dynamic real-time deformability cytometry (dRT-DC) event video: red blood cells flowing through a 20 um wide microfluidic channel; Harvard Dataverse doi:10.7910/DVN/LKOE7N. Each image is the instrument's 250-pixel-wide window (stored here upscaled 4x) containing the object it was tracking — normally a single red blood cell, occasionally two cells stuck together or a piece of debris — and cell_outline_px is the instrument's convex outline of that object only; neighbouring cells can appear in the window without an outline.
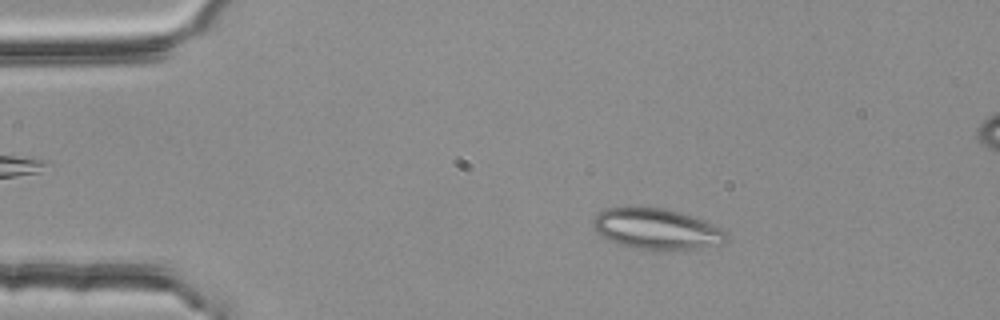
{"species": "common noctule bat (a hibernating species)", "species_latin": "Nyctalus noctula", "temperature_condition": "room temperature", "stored_images_in_passage": 52, "camera_frame_rate_fps": 3000, "um_per_image_px": 0.085, "animal": {"sex": "female", "body_mass_g": 25.1}, "frame": {"image": 1, "passage_image": 9, "time_ms": 2.667, "image_size_px": [1000, 320], "cell_outline_px": [[724, 240], [720, 244], [700, 248], [632, 248], [608, 240], [592, 224], [596, 216], [600, 212], [608, 208], [668, 208], [704, 220], [720, 228], [724, 232]], "centroid_in_image_um": [55.81, 19.44], "position_along_channel_um": 29.2, "area_um2": 30.46}}
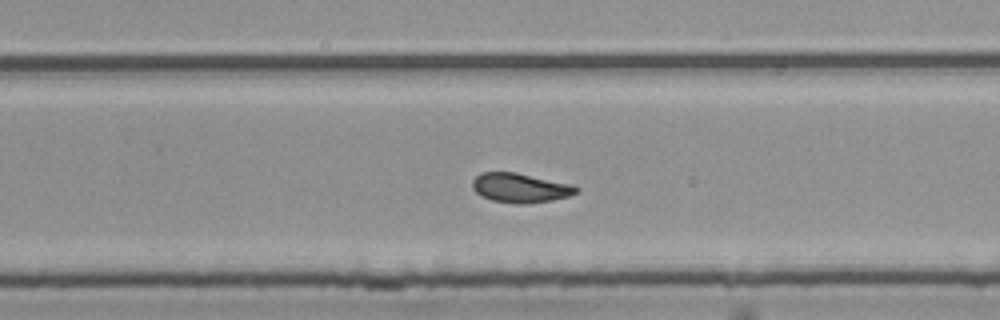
{"frame": {"image": 2, "passage_image": 34, "time_ms": 11.0, "image_size_px": [1000, 320], "cell_outline_px": [[580, 192], [568, 196], [552, 200], [528, 204], [516, 204], [492, 200], [480, 196], [472, 188], [472, 180], [480, 172], [516, 172], [572, 184], [580, 188]], "centroid_in_image_um": [44.23, 15.97], "position_along_channel_um": 285.6, "area_um2": 18.03}}
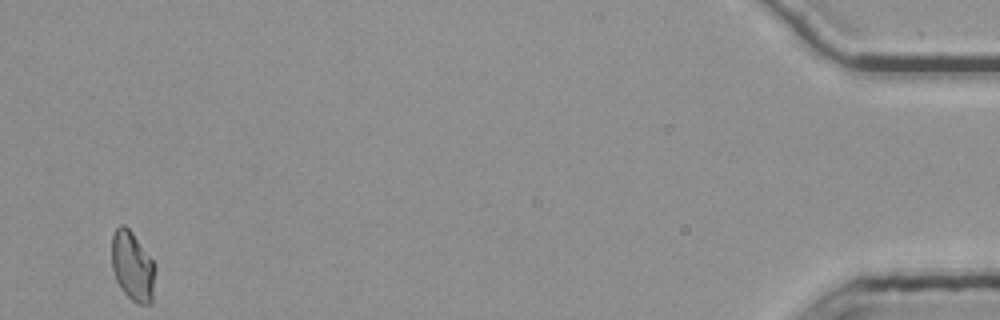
{"frame": {"image": 3, "passage_image": 52, "time_ms": 17.0, "image_size_px": [1000, 320], "cell_outline_px": [[156, 268], [152, 304], [140, 304], [132, 300], [124, 292], [116, 280], [112, 268], [112, 236], [116, 228], [120, 224], [124, 224], [132, 232], [156, 264]], "centroid_in_image_um": [11.29, 22.63], "position_along_channel_um": 423.9, "area_um2": 17.74}, "authors_computed_cell_mechanics": {"area_um2": 18.0336, "velocity_mm_per_s": 3.7771, "shape_relaxation_time_tau1_ms": null, "shape_relaxation_time_tau2_ms": 2.0162, "deformation_change_tau1": null, "deformation_change_tau2": 0.086}}